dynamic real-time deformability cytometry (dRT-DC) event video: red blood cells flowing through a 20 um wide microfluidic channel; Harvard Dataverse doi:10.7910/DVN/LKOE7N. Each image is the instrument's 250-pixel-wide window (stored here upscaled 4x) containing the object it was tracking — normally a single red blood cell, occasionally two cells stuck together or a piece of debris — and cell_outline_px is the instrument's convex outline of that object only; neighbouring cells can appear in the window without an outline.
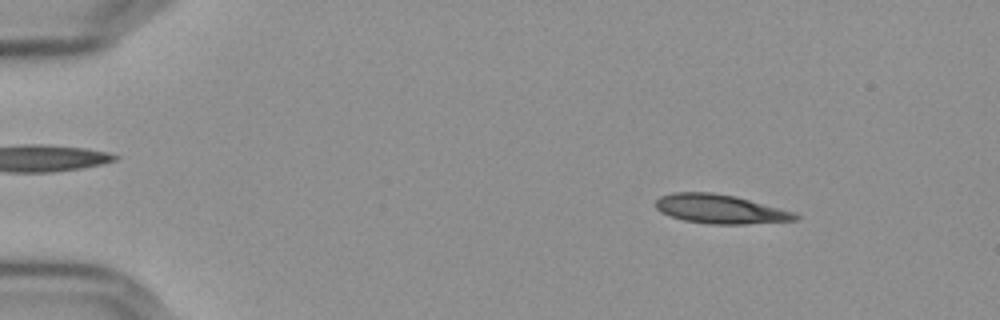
{"species": "Egyptian fruit bat (a non-hibernating species)", "species_latin": "Rousettus aegyptiacus", "temperature_condition": "cold", "stored_images_in_passage": 55, "camera_frame_rate_fps": 3000, "um_per_image_px": 0.085, "frame": {"image": 1, "passage_image": 7, "time_ms": 2.0, "image_size_px": [1000, 320], "cell_outline_px": [[800, 220], [744, 224], [712, 224], [684, 220], [660, 212], [656, 208], [656, 200], [660, 196], [672, 192], [712, 192], [736, 196], [796, 212], [800, 216]], "centroid_in_image_um": [61.26, 17.76], "position_along_channel_um": 23.7, "area_um2": 23.76}}
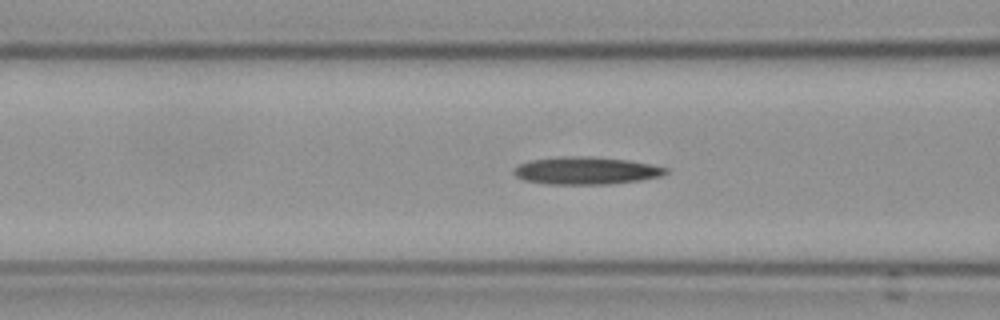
{"frame": {"image": 2, "passage_image": 22, "time_ms": 7.0, "image_size_px": [1000, 320], "cell_outline_px": [[668, 172], [660, 176], [640, 180], [608, 184], [548, 184], [524, 180], [516, 176], [512, 172], [520, 164], [532, 160], [628, 160], [668, 168]], "centroid_in_image_um": [49.86, 14.58], "position_along_channel_um": 116.7, "area_um2": 22.37}}
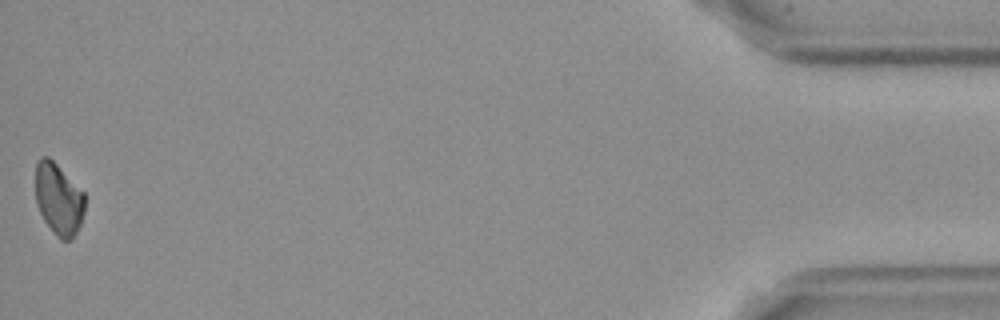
{"frame": {"image": 3, "passage_image": 55, "time_ms": 18.0, "image_size_px": [1000, 320], "cell_outline_px": [[84, 212], [80, 224], [72, 240], [60, 240], [56, 236], [44, 220], [40, 212], [36, 200], [36, 164], [40, 156], [48, 156], [84, 192]], "centroid_in_image_um": [4.98, 16.93], "position_along_channel_um": 430.2, "area_um2": 20.46}}